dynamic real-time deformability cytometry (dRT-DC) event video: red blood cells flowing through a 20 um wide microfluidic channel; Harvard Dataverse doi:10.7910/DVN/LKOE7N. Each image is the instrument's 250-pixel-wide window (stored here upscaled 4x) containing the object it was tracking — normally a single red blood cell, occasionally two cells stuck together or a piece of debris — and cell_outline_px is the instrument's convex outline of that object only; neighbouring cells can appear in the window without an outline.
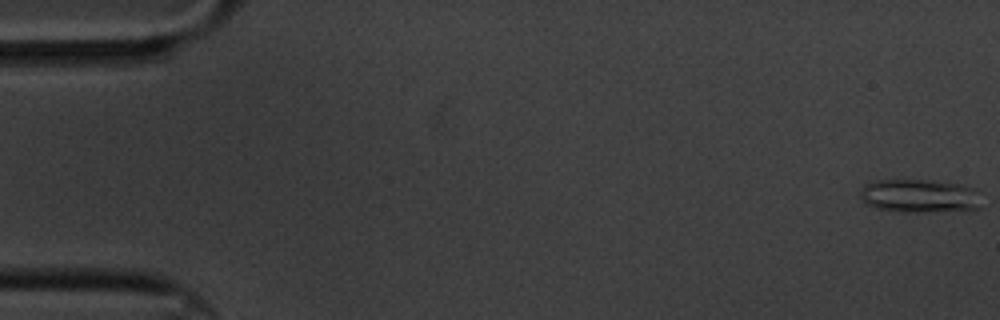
{"species": "common noctule bat (a hibernating species)", "species_latin": "Nyctalus noctula", "temperature_condition": "cold", "stored_images_in_passage": 60, "camera_frame_rate_fps": 3000, "um_per_image_px": 0.085, "animal": {"sex": "male", "body_mass_g": 20.1, "forearm_length_mm": 53.5}, "frame": {"image": 1, "passage_image": 1, "time_ms": 0.0, "image_size_px": [1000, 320], "cell_outline_px": [[980, 208], [928, 212], [900, 212], [876, 208], [868, 204], [860, 196], [860, 192], [864, 184], [876, 180], [928, 180], [960, 184], [976, 188]], "centroid_in_image_um": [78.13, 16.65], "position_along_channel_um": 6.9, "area_um2": 23.52}}
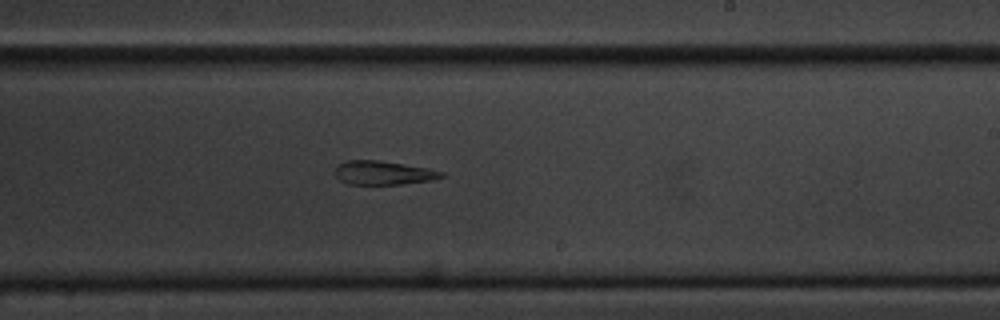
{"frame": {"image": 2, "passage_image": 36, "time_ms": 11.667, "image_size_px": [1000, 320], "cell_outline_px": [[444, 176], [432, 180], [400, 184], [348, 184], [340, 180], [336, 176], [336, 168], [340, 164], [348, 160], [380, 160], [428, 168], [444, 172]], "centroid_in_image_um": [32.6, 14.69], "position_along_channel_um": 256.4, "area_um2": 14.62}}
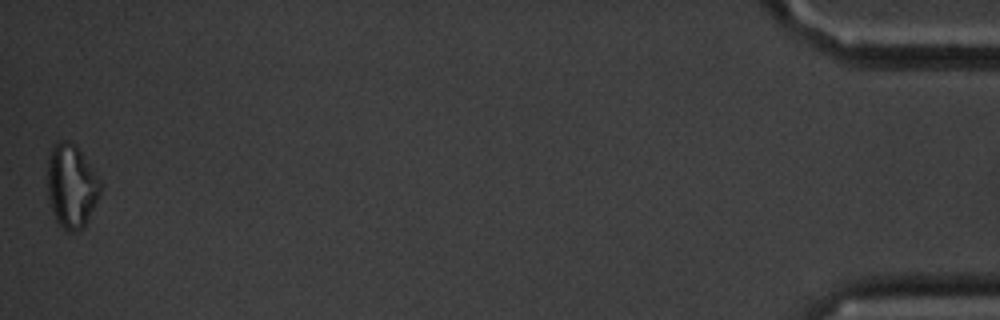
{"frame": {"image": 3, "passage_image": 60, "time_ms": 19.667, "image_size_px": [1000, 320], "cell_outline_px": [[100, 192], [84, 228], [76, 232], [64, 232], [56, 220], [52, 212], [48, 200], [48, 156], [52, 144], [60, 140], [64, 140], [76, 144], [100, 180]], "centroid_in_image_um": [6.04, 15.82], "position_along_channel_um": 429.2, "area_um2": 25.95}, "authors_computed_cell_mechanics": {"area_um2": 17.2533, "velocity_mm_per_s": 3.3237, "shape_relaxation_time_tau1_ms": null, "shape_relaxation_time_tau2_ms": 5.5594, "deformation_change_tau1": null, "deformation_change_tau2": 0.1613}}